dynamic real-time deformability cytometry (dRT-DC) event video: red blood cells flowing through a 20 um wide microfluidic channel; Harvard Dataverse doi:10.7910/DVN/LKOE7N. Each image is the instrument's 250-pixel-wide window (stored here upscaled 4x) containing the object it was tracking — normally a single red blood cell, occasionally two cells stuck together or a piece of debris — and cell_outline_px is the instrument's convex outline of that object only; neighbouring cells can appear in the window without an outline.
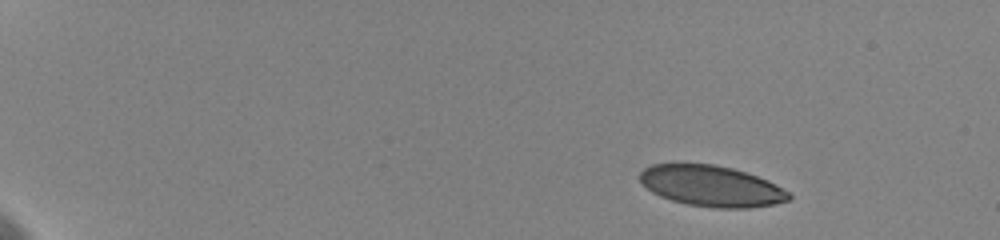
{"species": "human", "species_latin": "Homo sapiens", "temperature_condition": "cold", "stored_images_in_passage": 25, "camera_frame_rate_fps": 3000, "um_per_image_px": 0.085, "donor": {"sex": "female"}, "frame": {"image": 1, "passage_image": 1, "time_ms": 0.0, "image_size_px": [1000, 240], "cell_outline_px": [[792, 196], [788, 200], [776, 204], [748, 208], [712, 208], [688, 204], [672, 200], [660, 196], [652, 192], [640, 180], [640, 172], [644, 168], [652, 164], [712, 164], [732, 168], [768, 180], [776, 184], [788, 192]], "centroid_in_image_um": [60.48, 15.82], "position_along_channel_um": 24.5, "area_um2": 35.32}}
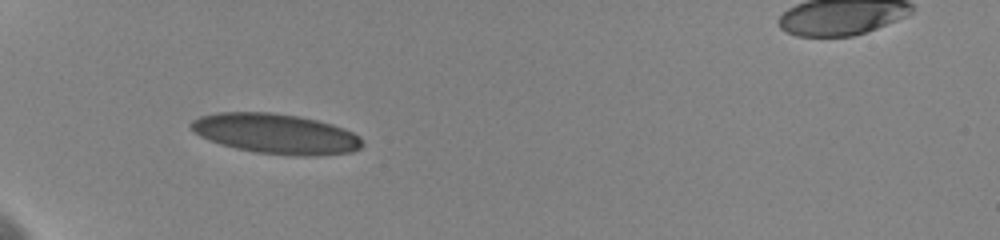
{"frame": {"image": 2, "passage_image": 9, "time_ms": 4.333, "image_size_px": [1000, 240], "cell_outline_px": [[364, 144], [360, 148], [352, 152], [316, 156], [296, 156], [256, 152], [236, 148], [220, 144], [208, 140], [192, 132], [188, 128], [188, 124], [192, 120], [200, 116], [216, 112], [272, 112], [300, 116], [332, 124], [344, 128], [360, 136]], "centroid_in_image_um": [23.42, 11.36], "position_along_channel_um": 61.6, "area_um2": 40.46}}